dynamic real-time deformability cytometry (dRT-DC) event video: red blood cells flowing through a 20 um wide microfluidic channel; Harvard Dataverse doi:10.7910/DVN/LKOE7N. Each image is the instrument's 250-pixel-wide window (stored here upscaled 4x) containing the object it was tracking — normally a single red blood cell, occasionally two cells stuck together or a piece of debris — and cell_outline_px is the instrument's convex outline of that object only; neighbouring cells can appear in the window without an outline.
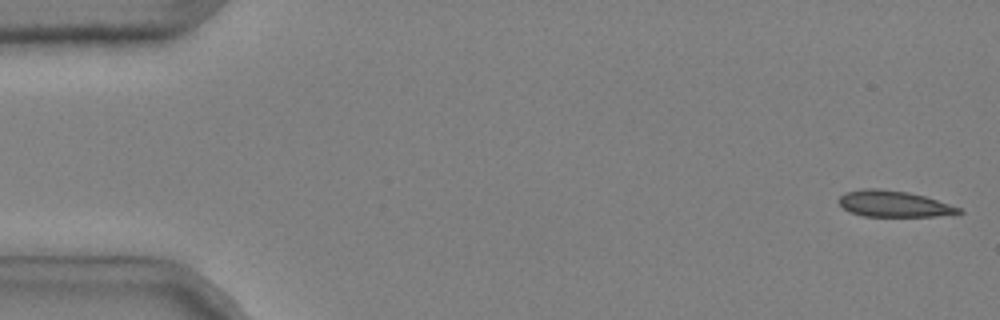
{"species": "common noctule bat (a hibernating species)", "species_latin": "Nyctalus noctula", "temperature_condition": "cold", "stored_images_in_passage": 51, "camera_frame_rate_fps": 3000, "um_per_image_px": 0.085, "animal": {"sex": "male", "body_mass_g": 20.4}, "frame": {"image": 1, "passage_image": 1, "time_ms": 0.0, "image_size_px": [1000, 320], "cell_outline_px": [[964, 212], [932, 216], [864, 216], [852, 212], [844, 208], [836, 200], [844, 192], [864, 188], [876, 188], [908, 192], [924, 196], [960, 208]], "centroid_in_image_um": [75.9, 17.31], "position_along_channel_um": 9.1, "area_um2": 18.03}}
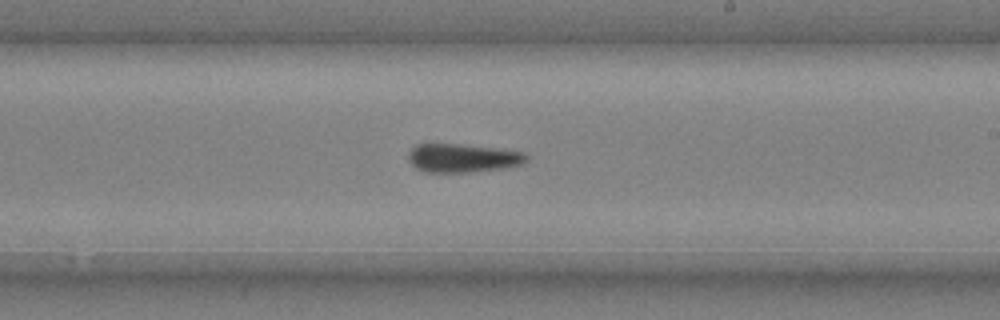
{"frame": {"image": 2, "passage_image": 31, "time_ms": 10.0, "image_size_px": [1000, 320], "cell_outline_px": [[528, 160], [524, 164], [504, 168], [468, 172], [424, 172], [416, 168], [408, 160], [408, 152], [416, 144], [456, 144], [492, 148], [524, 152], [528, 156]], "centroid_in_image_um": [39.32, 13.44], "position_along_channel_um": 249.7, "area_um2": 19.59}}
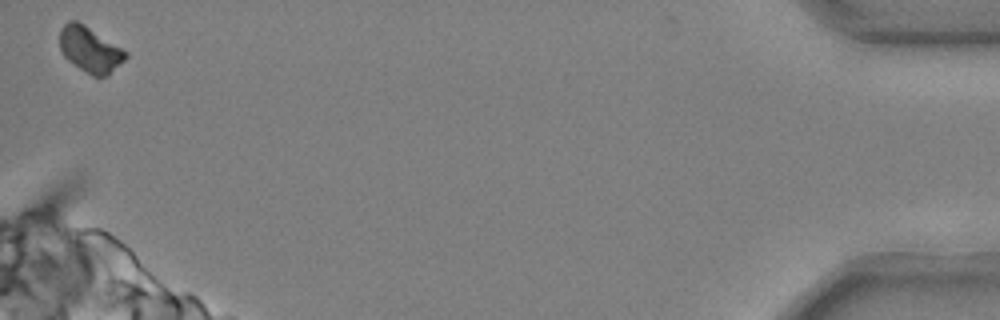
{"frame": {"image": 3, "passage_image": 51, "time_ms": 16.667, "image_size_px": [1000, 320], "cell_outline_px": [[128, 56], [108, 76], [92, 76], [68, 60], [64, 56], [60, 48], [60, 28], [68, 20], [76, 20], [84, 24], [128, 52]], "centroid_in_image_um": [7.65, 4.2], "position_along_channel_um": 427.6, "area_um2": 17.4}, "authors_computed_cell_mechanics": {"area_um2": 19.4208, "velocity_mm_per_s": 3.6986, "shape_relaxation_time_tau1_ms": 10.6714, "shape_relaxation_time_tau2_ms": 8.8231, "deformation_change_tau1": 0.201, "deformation_change_tau2": 0.1487}}